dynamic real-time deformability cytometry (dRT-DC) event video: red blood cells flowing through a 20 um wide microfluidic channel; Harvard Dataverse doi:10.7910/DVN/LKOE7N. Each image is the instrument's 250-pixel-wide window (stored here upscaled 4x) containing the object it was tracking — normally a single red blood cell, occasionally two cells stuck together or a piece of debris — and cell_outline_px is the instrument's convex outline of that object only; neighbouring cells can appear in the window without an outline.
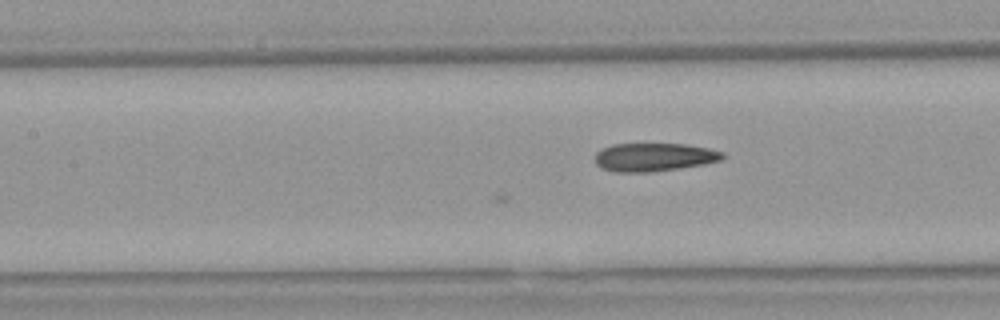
{"species": "Egyptian fruit bat (a non-hibernating species)", "species_latin": "Rousettus aegyptiacus", "temperature_condition": "warm", "stored_images_in_passage": 7, "camera_frame_rate_fps": 3000, "um_per_image_px": 0.085, "animal": {"sex": "female"}, "frame": {"image": 1, "passage_image": 7, "time_ms": 2.0, "image_size_px": [1000, 320], "cell_outline_px": [[724, 156], [720, 160], [704, 164], [680, 168], [652, 172], [612, 172], [600, 168], [596, 164], [596, 152], [600, 148], [612, 144], [684, 144], [708, 148], [724, 152]], "centroid_in_image_um": [55.55, 13.36], "position_along_channel_um": 151.9, "area_um2": 21.15}}